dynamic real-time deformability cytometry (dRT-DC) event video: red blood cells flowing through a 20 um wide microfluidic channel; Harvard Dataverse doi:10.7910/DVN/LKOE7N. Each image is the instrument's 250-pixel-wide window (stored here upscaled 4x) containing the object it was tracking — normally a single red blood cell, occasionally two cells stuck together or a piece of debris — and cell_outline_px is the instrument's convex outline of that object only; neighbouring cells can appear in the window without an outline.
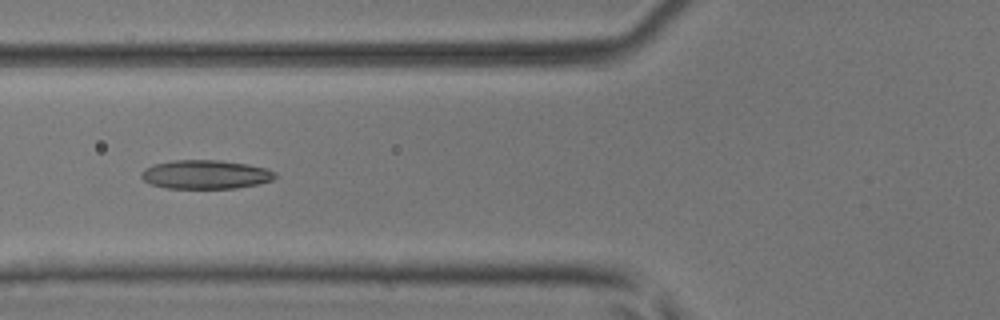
{"species": "common noctule bat (a hibernating species)", "species_latin": "Nyctalus noctula", "temperature_condition": "room temperature", "stored_images_in_passage": 4, "camera_frame_rate_fps": 3000, "um_per_image_px": 0.085, "animal": {"sex": "male", "body_mass_g": 17.9, "forearm_length_mm": 54.2}, "frame": {"image": 1, "passage_image": 4, "time_ms": 1.0, "image_size_px": [1000, 320], "cell_outline_px": [[276, 176], [272, 180], [260, 184], [236, 188], [168, 188], [152, 184], [144, 180], [140, 176], [140, 172], [144, 168], [152, 164], [172, 160], [220, 160], [248, 164], [268, 168], [276, 172]], "centroid_in_image_um": [17.48, 14.82], "position_along_channel_um": 108.3, "area_um2": 22.72}}